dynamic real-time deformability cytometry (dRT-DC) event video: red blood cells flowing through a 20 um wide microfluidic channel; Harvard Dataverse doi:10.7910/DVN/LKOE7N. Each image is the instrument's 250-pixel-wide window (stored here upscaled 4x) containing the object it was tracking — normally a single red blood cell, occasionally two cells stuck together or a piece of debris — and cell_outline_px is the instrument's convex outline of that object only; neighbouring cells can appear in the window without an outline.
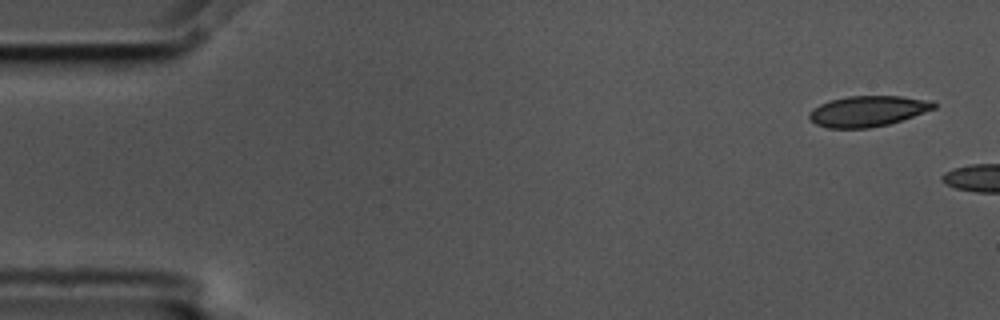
{"species": "common noctule bat (a hibernating species)", "species_latin": "Nyctalus noctula", "temperature_condition": "cold", "stored_images_in_passage": 2, "camera_frame_rate_fps": 3000, "um_per_image_px": 0.085, "animal": {"sex": "male", "body_mass_g": 17.5, "forearm_length_mm": 52.3}, "frame": {"image": 1, "passage_image": 1, "time_ms": 0.0, "image_size_px": [1000, 320], "cell_outline_px": [[936, 108], [888, 124], [868, 128], [828, 128], [816, 124], [808, 116], [808, 112], [812, 108], [820, 104], [832, 100], [848, 96], [900, 96], [932, 100], [936, 104]], "centroid_in_image_um": [73.74, 9.44], "position_along_channel_um": 11.3, "area_um2": 22.14}}